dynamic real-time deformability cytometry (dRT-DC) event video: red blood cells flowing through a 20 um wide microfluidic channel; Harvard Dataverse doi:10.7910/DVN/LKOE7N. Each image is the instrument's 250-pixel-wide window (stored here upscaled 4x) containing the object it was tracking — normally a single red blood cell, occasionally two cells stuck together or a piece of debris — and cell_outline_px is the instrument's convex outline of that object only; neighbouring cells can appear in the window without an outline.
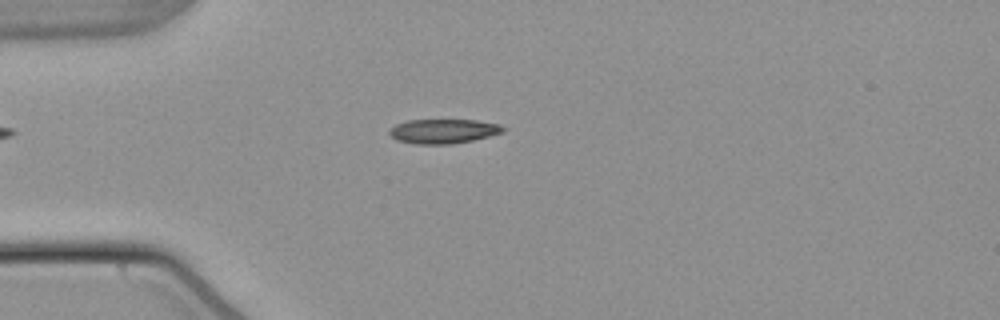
{"species": "common noctule bat (a hibernating species)", "species_latin": "Nyctalus noctula", "temperature_condition": "warm", "stored_images_in_passage": 54, "camera_frame_rate_fps": 3000, "um_per_image_px": 0.085, "animal": {"sex": "male", "body_mass_g": 21.5, "forearm_length_mm": 52.0}, "frame": {"image": 1, "passage_image": 15, "time_ms": 4.667, "image_size_px": [1000, 320], "cell_outline_px": [[508, 128], [504, 132], [472, 140], [452, 144], [416, 144], [396, 140], [388, 132], [396, 124], [408, 120], [476, 120], [500, 124]], "centroid_in_image_um": [37.72, 11.15], "position_along_channel_um": 47.3, "area_um2": 16.18}}
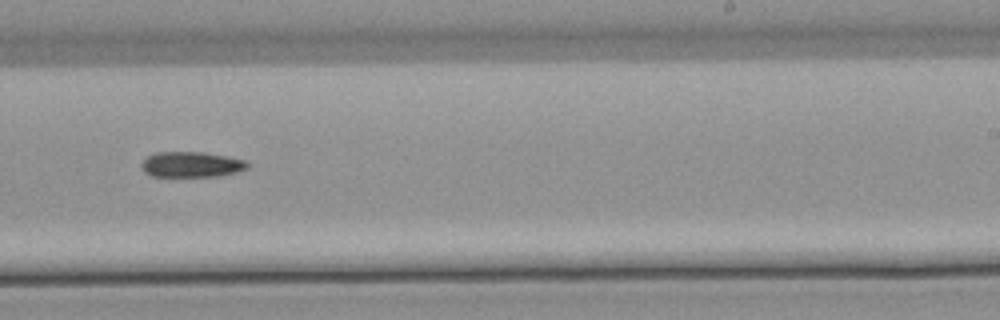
{"frame": {"image": 2, "passage_image": 34, "time_ms": 11.0, "image_size_px": [1000, 320], "cell_outline_px": [[248, 168], [236, 172], [220, 176], [152, 176], [144, 172], [140, 168], [140, 164], [148, 156], [156, 152], [204, 152], [228, 156], [248, 160]], "centroid_in_image_um": [16.28, 13.97], "position_along_channel_um": 272.7, "area_um2": 15.9}}
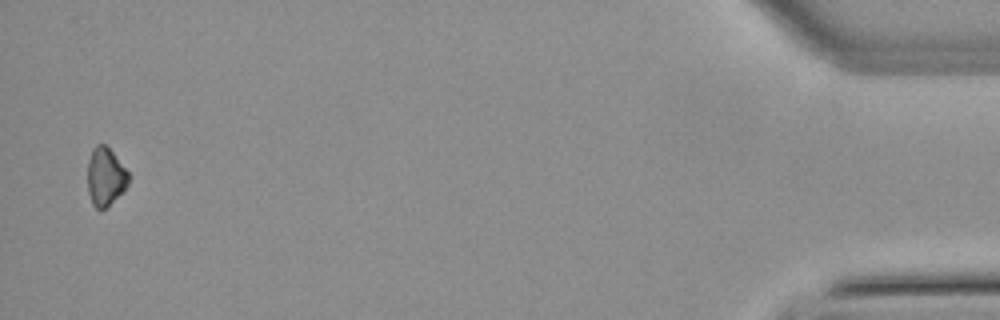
{"frame": {"image": 3, "passage_image": 53, "time_ms": 17.333, "image_size_px": [1000, 320], "cell_outline_px": [[128, 184], [124, 192], [100, 212], [92, 204], [88, 192], [88, 160], [92, 148], [96, 144], [104, 144], [112, 152], [128, 172]], "centroid_in_image_um": [8.95, 15.05], "position_along_channel_um": 426.3, "area_um2": 13.93}}